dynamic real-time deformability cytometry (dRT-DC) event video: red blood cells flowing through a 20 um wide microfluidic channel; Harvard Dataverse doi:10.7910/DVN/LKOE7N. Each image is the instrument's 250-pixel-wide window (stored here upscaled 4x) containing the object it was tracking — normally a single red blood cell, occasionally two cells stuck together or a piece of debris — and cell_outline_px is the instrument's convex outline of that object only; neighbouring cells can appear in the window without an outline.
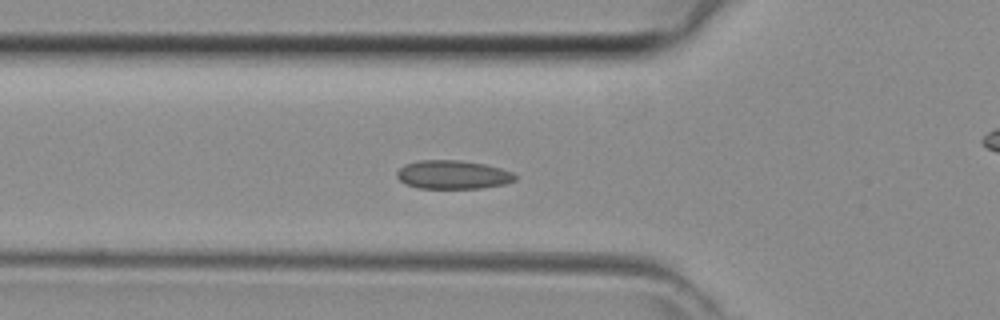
{"species": "common noctule bat (a hibernating species)", "species_latin": "Nyctalus noctula", "temperature_condition": "room temperature", "stored_images_in_passage": 44, "camera_frame_rate_fps": 3000, "um_per_image_px": 0.085, "animal": {"sex": "female", "body_mass_g": 29.2, "forearm_length_mm": 56.3}, "frame": {"image": 1, "passage_image": 14, "time_ms": 4.333, "image_size_px": [1000, 320], "cell_outline_px": [[516, 180], [504, 184], [480, 188], [416, 188], [404, 184], [396, 176], [396, 172], [404, 164], [420, 160], [460, 160], [484, 164], [500, 168], [512, 172], [516, 176]], "centroid_in_image_um": [38.46, 14.85], "position_along_channel_um": 87.3, "area_um2": 19.77}}
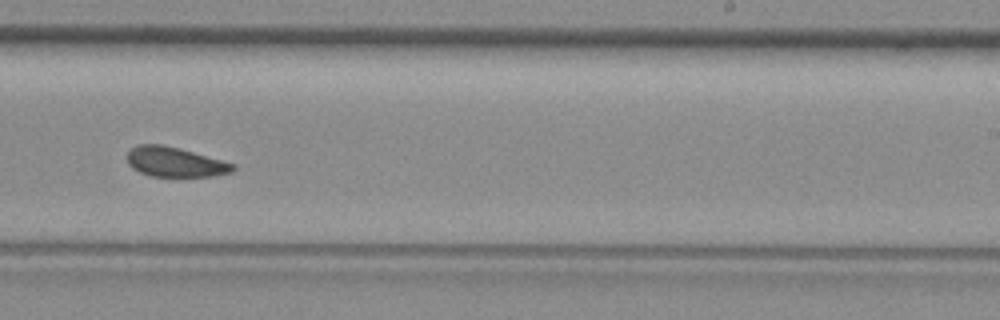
{"frame": {"image": 2, "passage_image": 26, "time_ms": 8.333, "image_size_px": [1000, 320], "cell_outline_px": [[236, 168], [232, 172], [212, 176], [148, 176], [132, 168], [128, 164], [128, 152], [132, 148], [140, 144], [160, 144], [180, 148], [236, 164]], "centroid_in_image_um": [14.89, 13.77], "position_along_channel_um": 274.1, "area_um2": 18.32}}
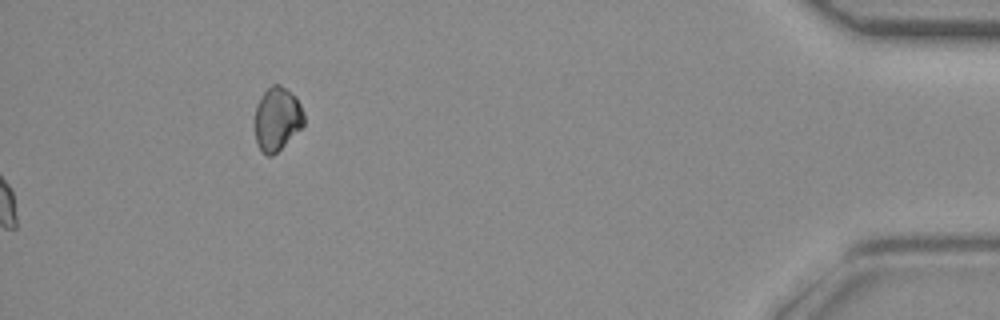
{"frame": {"image": 3, "passage_image": 44, "time_ms": 14.333, "image_size_px": [1000, 320], "cell_outline_px": [[304, 124], [272, 156], [268, 156], [256, 144], [252, 124], [252, 120], [256, 104], [264, 92], [272, 84], [280, 84], [296, 96], [304, 112]], "centroid_in_image_um": [23.49, 10.08], "position_along_channel_um": 411.7, "area_um2": 18.5}}